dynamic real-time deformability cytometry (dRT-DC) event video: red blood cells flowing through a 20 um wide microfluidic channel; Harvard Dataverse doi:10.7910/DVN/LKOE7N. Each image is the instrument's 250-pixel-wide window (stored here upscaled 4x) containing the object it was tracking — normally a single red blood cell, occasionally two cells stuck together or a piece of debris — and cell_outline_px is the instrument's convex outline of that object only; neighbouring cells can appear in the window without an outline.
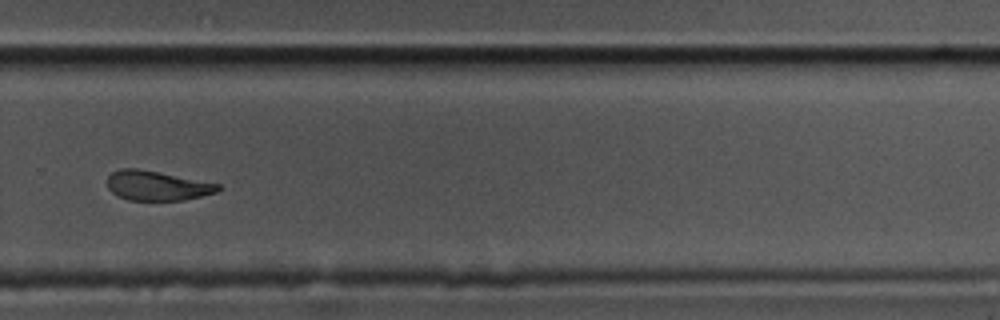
{"species": "common noctule bat (a hibernating species)", "species_latin": "Nyctalus noctula", "temperature_condition": "cold", "stored_images_in_passage": 14, "camera_frame_rate_fps": 3000, "um_per_image_px": 0.085, "animal": {"sex": "male", "body_mass_g": 17.5, "forearm_length_mm": 52.3}, "frame": {"image": 1, "passage_image": 10, "time_ms": 3.0, "image_size_px": [1000, 320], "cell_outline_px": [[220, 188], [216, 192], [184, 200], [128, 200], [116, 196], [108, 188], [104, 180], [112, 172], [120, 168], [136, 168], [160, 172], [220, 184]], "centroid_in_image_um": [13.27, 15.77], "position_along_channel_um": 316.5, "area_um2": 19.25}}
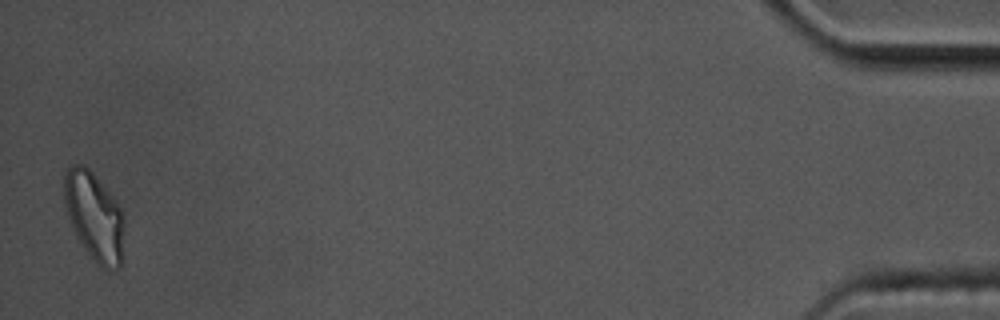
{"frame": {"image": 2, "passage_image": 14, "time_ms": 4.333, "image_size_px": [1000, 320], "cell_outline_px": [[124, 260], [120, 268], [108, 272], [96, 264], [84, 248], [76, 236], [72, 228], [64, 204], [64, 172], [72, 164], [84, 164], [92, 172], [116, 200], [124, 212]], "centroid_in_image_um": [8.05, 18.45], "position_along_channel_um": 427.1, "area_um2": 31.85}}